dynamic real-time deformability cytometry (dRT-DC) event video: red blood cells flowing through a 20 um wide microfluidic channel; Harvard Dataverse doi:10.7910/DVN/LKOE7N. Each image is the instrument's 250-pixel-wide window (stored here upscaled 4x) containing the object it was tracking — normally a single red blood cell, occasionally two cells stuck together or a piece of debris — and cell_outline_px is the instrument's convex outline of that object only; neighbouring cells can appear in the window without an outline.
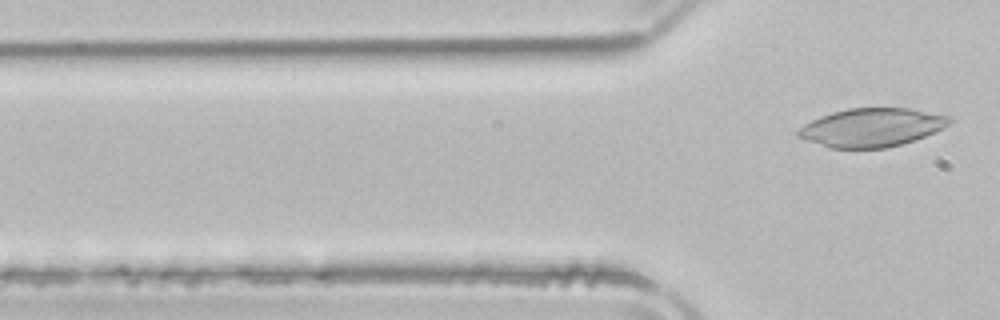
{"species": "common noctule bat (a hibernating species)", "species_latin": "Nyctalus noctula", "temperature_condition": "room temperature", "stored_images_in_passage": 5, "camera_frame_rate_fps": 3000, "um_per_image_px": 0.085, "animal": {"sex": "male", "body_mass_g": 21.5, "forearm_length_mm": 52.0}, "frame": {"image": 1, "passage_image": 5, "time_ms": 1.333, "image_size_px": [1000, 320], "cell_outline_px": [[952, 120], [944, 128], [924, 136], [900, 144], [884, 148], [828, 148], [796, 136], [796, 132], [804, 124], [820, 116], [832, 112], [848, 108], [908, 108], [952, 116]], "centroid_in_image_um": [74.08, 10.83], "position_along_channel_um": 51.7, "area_um2": 33.81}}